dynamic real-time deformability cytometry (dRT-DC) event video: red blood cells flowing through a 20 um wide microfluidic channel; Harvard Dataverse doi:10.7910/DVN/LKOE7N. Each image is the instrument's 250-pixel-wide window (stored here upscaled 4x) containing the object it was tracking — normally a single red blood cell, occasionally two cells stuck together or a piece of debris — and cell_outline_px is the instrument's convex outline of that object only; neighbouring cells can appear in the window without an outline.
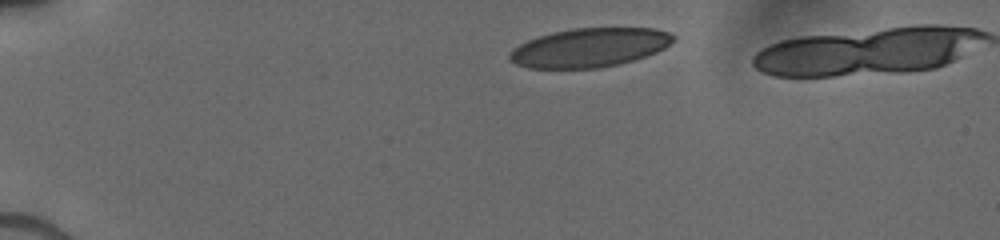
{"species": "human", "species_latin": "Homo sapiens", "temperature_condition": "cold", "stored_images_in_passage": 6, "camera_frame_rate_fps": 3000, "um_per_image_px": 0.085, "donor": {"sex": "male"}, "frame": {"image": 1, "passage_image": 1, "time_ms": 0.0, "image_size_px": [1000, 240], "cell_outline_px": [[676, 40], [664, 48], [656, 52], [632, 60], [600, 68], [528, 68], [516, 64], [508, 60], [508, 56], [512, 48], [528, 40], [552, 32], [572, 28], [656, 28], [668, 32], [676, 36]], "centroid_in_image_um": [50.1, 4.04], "position_along_channel_um": 34.9, "area_um2": 37.17}}
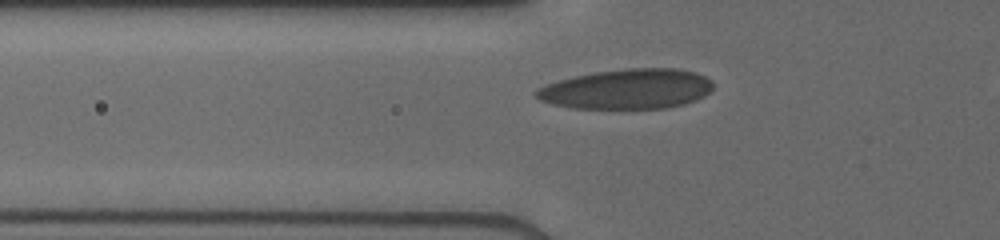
{"frame": {"image": 2, "passage_image": 5, "time_ms": 2.667, "image_size_px": [1000, 240], "cell_outline_px": [[712, 88], [704, 96], [696, 100], [684, 104], [664, 108], [572, 108], [552, 104], [540, 100], [532, 92], [536, 88], [556, 80], [596, 72], [628, 68], [676, 68], [696, 72], [712, 80]], "centroid_in_image_um": [53.28, 7.56], "position_along_channel_um": 72.5, "area_um2": 41.27}}